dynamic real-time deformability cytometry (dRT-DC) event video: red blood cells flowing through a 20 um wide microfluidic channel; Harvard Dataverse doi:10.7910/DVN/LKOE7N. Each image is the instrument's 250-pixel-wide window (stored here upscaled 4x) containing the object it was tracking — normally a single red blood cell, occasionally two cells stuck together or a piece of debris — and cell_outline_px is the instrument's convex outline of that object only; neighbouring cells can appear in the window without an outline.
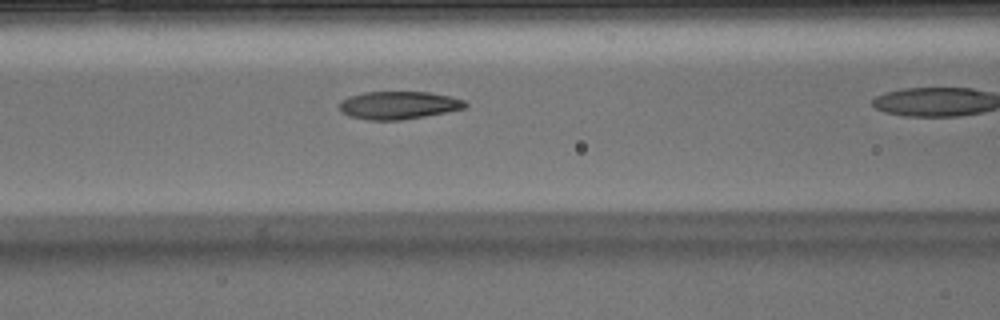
{"species": "Egyptian fruit bat (a non-hibernating species)", "species_latin": "Rousettus aegyptiacus", "temperature_condition": "warm", "stored_images_in_passage": 35, "camera_frame_rate_fps": 3000, "um_per_image_px": 0.085, "animal": {"sex": "male"}, "frame": {"image": 1, "passage_image": 16, "time_ms": 5.0, "image_size_px": [1000, 320], "cell_outline_px": [[468, 104], [464, 108], [448, 112], [400, 120], [368, 120], [348, 116], [340, 112], [340, 100], [348, 96], [364, 92], [428, 92], [452, 96], [464, 100]], "centroid_in_image_um": [33.86, 8.94], "position_along_channel_um": 132.7, "area_um2": 20.58}}
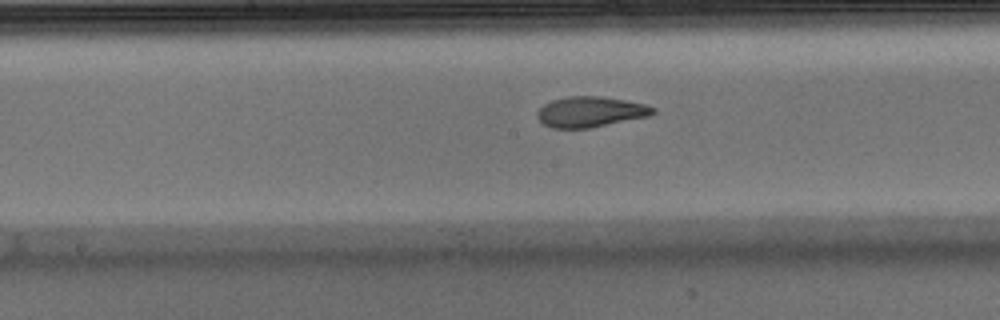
{"frame": {"image": 2, "passage_image": 21, "time_ms": 6.667, "image_size_px": [1000, 320], "cell_outline_px": [[656, 112], [652, 116], [592, 128], [552, 128], [544, 124], [536, 116], [536, 112], [544, 104], [552, 100], [568, 96], [600, 96], [624, 100], [644, 104], [656, 108]], "centroid_in_image_um": [50.22, 9.51], "position_along_channel_um": 198.0, "area_um2": 20.81}}
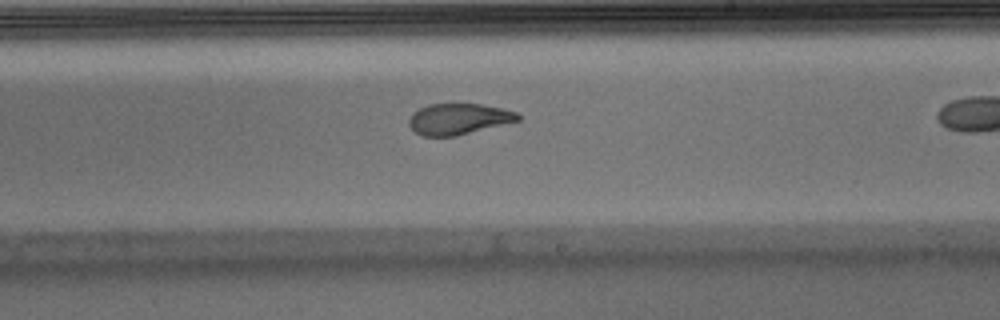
{"frame": {"image": 3, "passage_image": 25, "time_ms": 8.0, "image_size_px": [1000, 320], "cell_outline_px": [[520, 120], [456, 136], [420, 136], [408, 124], [408, 120], [412, 112], [428, 104], [480, 104], [504, 108], [516, 112], [520, 116]], "centroid_in_image_um": [38.96, 10.11], "position_along_channel_um": 250.0, "area_um2": 19.71}}